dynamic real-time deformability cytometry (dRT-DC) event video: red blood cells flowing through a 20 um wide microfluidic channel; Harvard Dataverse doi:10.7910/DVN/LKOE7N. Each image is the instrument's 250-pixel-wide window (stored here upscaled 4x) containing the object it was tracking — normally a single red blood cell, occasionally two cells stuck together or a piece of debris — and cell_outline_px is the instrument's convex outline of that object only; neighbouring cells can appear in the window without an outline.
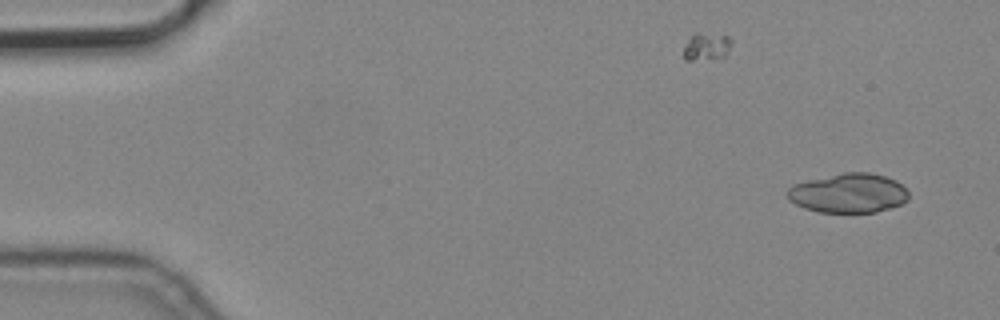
{"species": "common noctule bat (a hibernating species)", "species_latin": "Nyctalus noctula", "temperature_condition": "cold", "stored_images_in_passage": 2, "camera_frame_rate_fps": 3000, "um_per_image_px": 0.085, "animal": {"sex": "male", "body_mass_g": 19.2, "forearm_length_mm": 51.8}, "frame": {"image": 1, "passage_image": 2, "time_ms": 0.333, "image_size_px": [1000, 320], "cell_outline_px": [[908, 200], [892, 208], [876, 212], [820, 212], [804, 208], [788, 200], [788, 188], [792, 184], [808, 180], [844, 172], [868, 172], [884, 176], [896, 180], [908, 192]], "centroid_in_image_um": [72.12, 16.42], "position_along_channel_um": 12.9, "area_um2": 27.8}}